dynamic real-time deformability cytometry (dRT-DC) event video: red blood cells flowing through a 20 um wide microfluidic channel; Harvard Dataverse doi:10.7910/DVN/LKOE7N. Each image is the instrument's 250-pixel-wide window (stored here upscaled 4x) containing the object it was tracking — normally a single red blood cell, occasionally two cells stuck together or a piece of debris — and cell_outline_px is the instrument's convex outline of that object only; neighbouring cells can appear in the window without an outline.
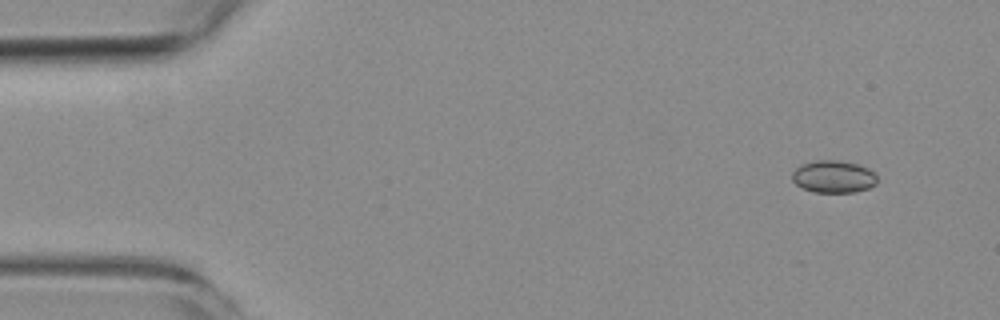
{"species": "common noctule bat (a hibernating species)", "species_latin": "Nyctalus noctula", "temperature_condition": "room temperature", "stored_images_in_passage": 4, "camera_frame_rate_fps": 3000, "um_per_image_px": 0.085, "animal": {"sex": "female", "body_mass_g": 19.3, "forearm_length_mm": 54.1}, "frame": {"image": 1, "passage_image": 1, "time_ms": 0.0, "image_size_px": [1000, 320], "cell_outline_px": [[876, 184], [868, 188], [852, 192], [812, 192], [796, 184], [792, 180], [792, 172], [800, 164], [816, 160], [840, 160], [856, 164], [868, 168], [876, 172]], "centroid_in_image_um": [70.84, 15.0], "position_along_channel_um": 14.2, "area_um2": 16.07}}
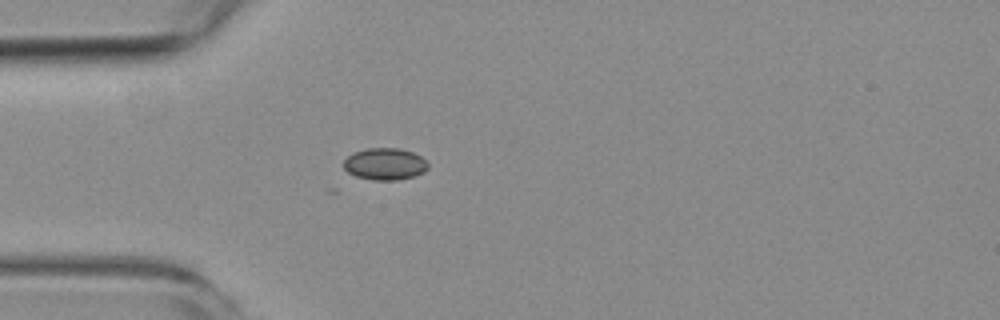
{"frame": {"image": 2, "passage_image": 4, "time_ms": 3.667, "image_size_px": [1000, 320], "cell_outline_px": [[428, 168], [424, 172], [412, 176], [396, 180], [372, 180], [356, 176], [348, 172], [344, 168], [344, 160], [352, 152], [368, 148], [400, 148], [412, 152], [420, 156], [428, 164]], "centroid_in_image_um": [32.7, 13.93], "position_along_channel_um": 52.3, "area_um2": 15.61}}